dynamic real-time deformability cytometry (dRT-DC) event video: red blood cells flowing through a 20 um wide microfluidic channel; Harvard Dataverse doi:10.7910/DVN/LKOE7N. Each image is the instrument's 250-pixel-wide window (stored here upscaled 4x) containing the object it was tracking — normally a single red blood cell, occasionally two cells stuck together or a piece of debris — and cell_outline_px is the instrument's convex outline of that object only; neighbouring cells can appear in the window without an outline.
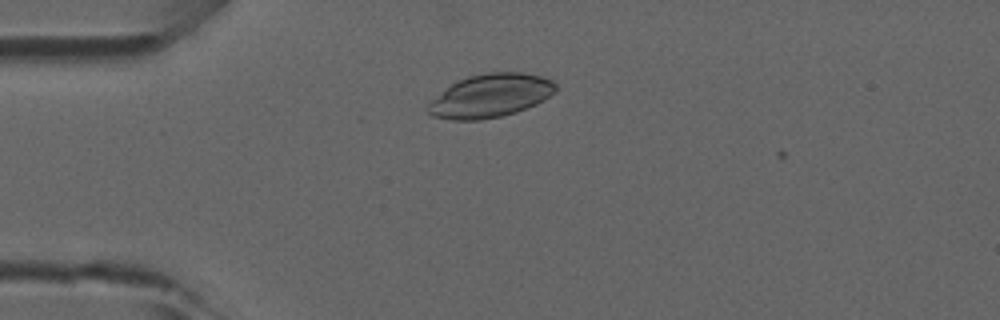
{"species": "common noctule bat (a hibernating species)", "species_latin": "Nyctalus noctula", "temperature_condition": "room temperature", "stored_images_in_passage": 7, "camera_frame_rate_fps": 3000, "um_per_image_px": 0.085, "animal": {"sex": "male", "forearm_length_mm": 52.5}, "frame": {"image": 1, "passage_image": 4, "time_ms": 1.0, "image_size_px": [1000, 320], "cell_outline_px": [[556, 92], [544, 100], [536, 104], [516, 112], [500, 116], [480, 120], [452, 120], [432, 116], [424, 108], [432, 100], [452, 84], [468, 76], [488, 72], [524, 72], [540, 76], [552, 80], [556, 84]], "centroid_in_image_um": [41.7, 8.14], "position_along_channel_um": 43.3, "area_um2": 32.19}}